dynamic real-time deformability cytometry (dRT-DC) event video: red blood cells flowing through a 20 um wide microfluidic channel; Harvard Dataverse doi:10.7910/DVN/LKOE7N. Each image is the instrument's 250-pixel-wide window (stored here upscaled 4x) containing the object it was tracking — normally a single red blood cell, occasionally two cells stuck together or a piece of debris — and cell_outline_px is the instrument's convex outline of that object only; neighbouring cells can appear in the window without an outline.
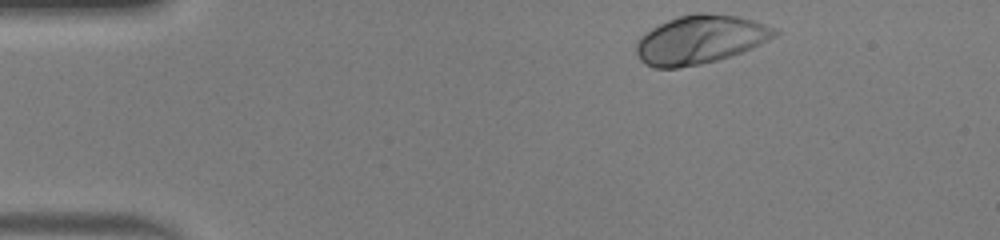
{"species": "human", "species_latin": "Homo sapiens", "temperature_condition": "warm", "stored_images_in_passage": 37, "camera_frame_rate_fps": 3000, "um_per_image_px": 0.085, "donor": {"sex": "male"}, "frame": {"image": 1, "passage_image": 1, "time_ms": 0.0, "image_size_px": [1000, 240], "cell_outline_px": [[780, 32], [776, 36], [752, 48], [716, 60], [700, 64], [676, 68], [652, 68], [644, 64], [640, 60], [636, 52], [636, 44], [640, 36], [652, 28], [668, 20], [680, 16], [696, 12], [704, 12], [736, 16], [752, 20], [776, 28]], "centroid_in_image_um": [59.49, 3.36], "position_along_channel_um": 25.5, "area_um2": 39.02}}
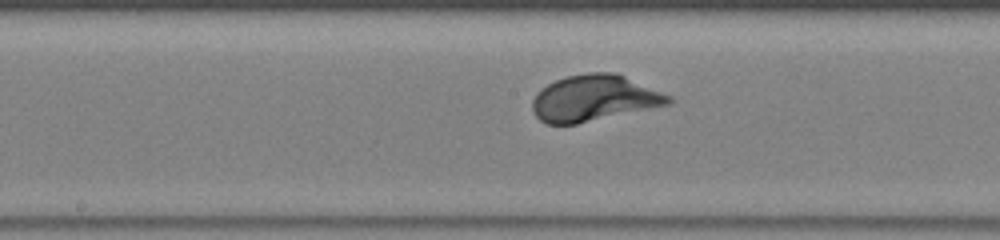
{"frame": {"image": 2, "passage_image": 19, "time_ms": 6.0, "image_size_px": [1000, 240], "cell_outline_px": [[672, 104], [576, 124], [544, 124], [532, 112], [532, 100], [540, 88], [556, 80], [568, 76], [588, 72], [616, 72], [672, 96]], "centroid_in_image_um": [50.5, 8.35], "position_along_channel_um": 197.7, "area_um2": 36.82}}
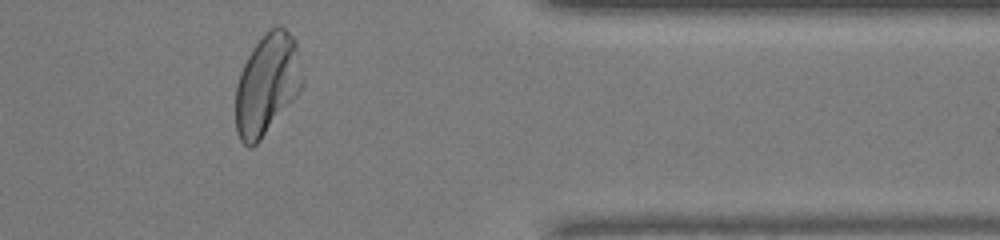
{"frame": {"image": 3, "passage_image": 34, "time_ms": 11.0, "image_size_px": [1000, 240], "cell_outline_px": [[304, 84], [300, 92], [260, 140], [252, 148], [248, 148], [240, 140], [236, 132], [236, 84], [240, 72], [252, 48], [272, 28], [284, 28], [296, 40], [304, 80]], "centroid_in_image_um": [22.71, 7.21], "position_along_channel_um": 388.7, "area_um2": 39.13}, "authors_computed_cell_mechanics": {"area_um2": 36.703, "velocity_mm_per_s": 4.1771, "shape_relaxation_time_tau1_ms": 1.5999, "shape_relaxation_time_tau2_ms": null, "deformation_change_tau1": 0.157, "deformation_change_tau2": null}}